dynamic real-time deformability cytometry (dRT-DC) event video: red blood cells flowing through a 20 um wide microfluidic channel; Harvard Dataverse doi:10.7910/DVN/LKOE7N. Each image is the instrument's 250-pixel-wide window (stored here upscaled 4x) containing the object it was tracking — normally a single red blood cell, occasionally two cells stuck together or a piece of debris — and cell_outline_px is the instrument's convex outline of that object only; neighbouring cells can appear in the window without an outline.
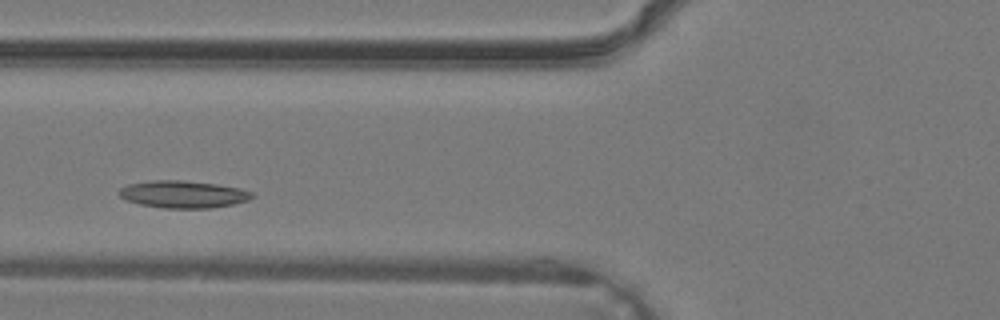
{"species": "common noctule bat (a hibernating species)", "species_latin": "Nyctalus noctula", "temperature_condition": "warm", "stored_images_in_passage": 28, "camera_frame_rate_fps": 3000, "um_per_image_px": 0.085, "animal": {"sex": "male", "body_mass_g": 19.2, "forearm_length_mm": 51.8}, "frame": {"image": 1, "passage_image": 4, "time_ms": 1.0, "image_size_px": [1000, 320], "cell_outline_px": [[256, 196], [248, 200], [232, 204], [212, 208], [164, 208], [140, 204], [128, 200], [120, 196], [120, 188], [128, 184], [152, 180], [180, 180], [216, 184], [240, 188], [252, 192]], "centroid_in_image_um": [15.6, 16.51], "position_along_channel_um": 110.2, "area_um2": 20.98}}
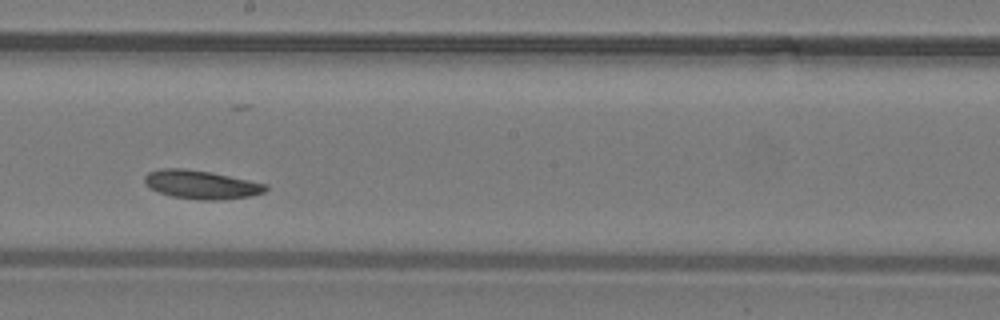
{"frame": {"image": 2, "passage_image": 11, "time_ms": 3.333, "image_size_px": [1000, 320], "cell_outline_px": [[268, 188], [264, 192], [248, 196], [220, 200], [200, 200], [172, 196], [160, 192], [152, 188], [144, 180], [144, 176], [148, 172], [164, 168], [184, 168], [212, 172], [268, 184]], "centroid_in_image_um": [17.14, 15.68], "position_along_channel_um": 231.1, "area_um2": 20.0}}
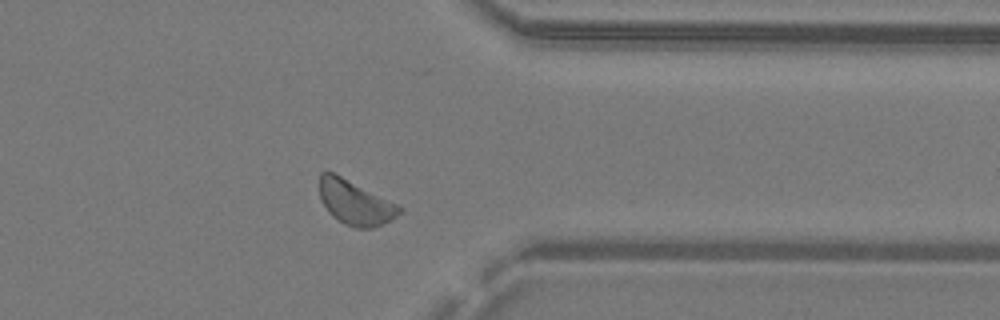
{"frame": {"image": 3, "passage_image": 20, "time_ms": 6.333, "image_size_px": [1000, 320], "cell_outline_px": [[404, 208], [392, 220], [384, 224], [372, 228], [356, 228], [344, 224], [332, 216], [328, 212], [320, 196], [320, 172], [332, 172]], "centroid_in_image_um": [30.18, 17.25], "position_along_channel_um": 381.2, "area_um2": 20.23}}